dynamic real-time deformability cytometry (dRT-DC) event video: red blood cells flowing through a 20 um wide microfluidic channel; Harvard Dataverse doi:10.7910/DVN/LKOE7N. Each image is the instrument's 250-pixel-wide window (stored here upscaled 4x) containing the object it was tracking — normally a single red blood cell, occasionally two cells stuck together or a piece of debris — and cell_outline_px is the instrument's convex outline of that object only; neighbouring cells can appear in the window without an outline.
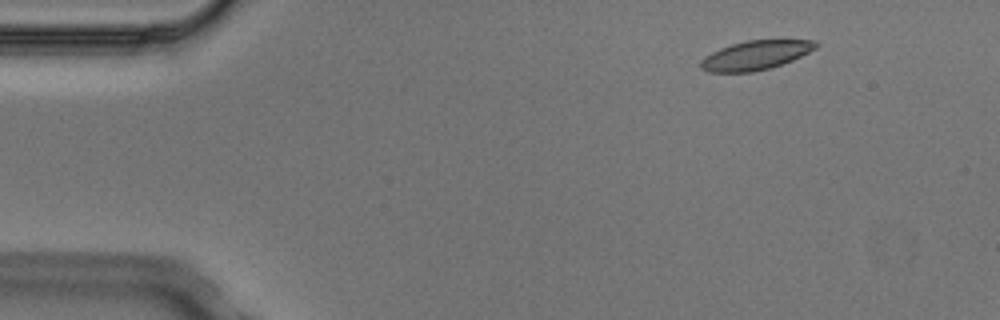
{"species": "Egyptian fruit bat (a non-hibernating species)", "species_latin": "Rousettus aegyptiacus", "temperature_condition": "cold", "stored_images_in_passage": 4, "camera_frame_rate_fps": 3000, "um_per_image_px": 0.085, "animal": {"sex": "male"}, "frame": {"image": 1, "passage_image": 2, "time_ms": 0.333, "image_size_px": [1000, 320], "cell_outline_px": [[820, 44], [816, 48], [792, 60], [772, 68], [752, 72], [708, 72], [700, 68], [700, 60], [704, 56], [720, 48], [732, 44], [748, 40], [816, 40]], "centroid_in_image_um": [64.21, 4.7], "position_along_channel_um": 20.8, "area_um2": 19.59}}